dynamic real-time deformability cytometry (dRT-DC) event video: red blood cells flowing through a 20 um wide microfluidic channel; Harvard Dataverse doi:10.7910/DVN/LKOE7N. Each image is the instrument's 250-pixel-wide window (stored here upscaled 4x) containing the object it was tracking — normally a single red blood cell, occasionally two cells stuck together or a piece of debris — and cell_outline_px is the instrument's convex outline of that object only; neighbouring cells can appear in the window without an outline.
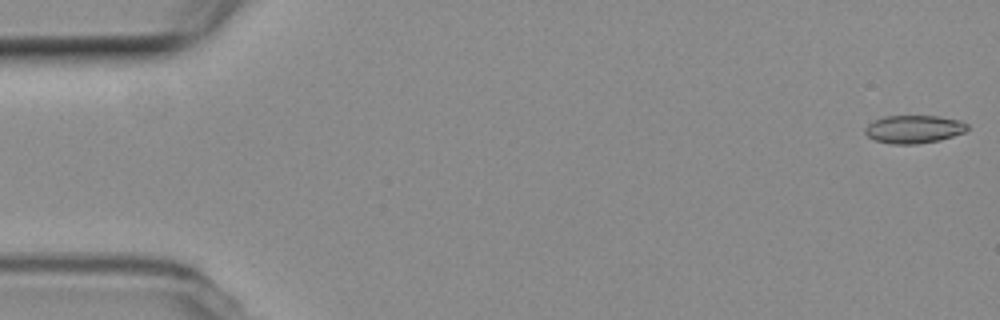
{"species": "common noctule bat (a hibernating species)", "species_latin": "Nyctalus noctula", "temperature_condition": "room temperature", "stored_images_in_passage": 54, "camera_frame_rate_fps": 3000, "um_per_image_px": 0.085, "animal": {"sex": "female", "body_mass_g": 19.3, "forearm_length_mm": 54.1}, "frame": {"image": 1, "passage_image": 1, "time_ms": 0.0, "image_size_px": [1000, 320], "cell_outline_px": [[968, 128], [964, 132], [940, 140], [916, 144], [892, 144], [876, 140], [868, 136], [864, 132], [864, 128], [868, 124], [884, 116], [936, 116], [960, 120], [968, 124]], "centroid_in_image_um": [77.68, 10.98], "position_along_channel_um": 7.3, "area_um2": 16.59}}
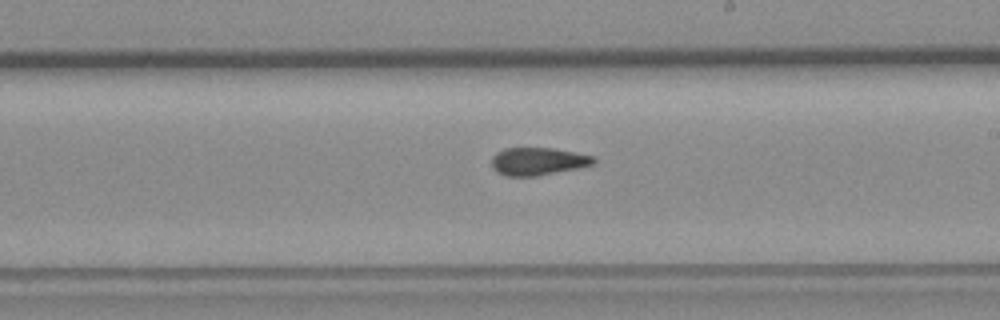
{"frame": {"image": 2, "passage_image": 31, "time_ms": 10.0, "image_size_px": [1000, 320], "cell_outline_px": [[596, 160], [592, 164], [576, 168], [536, 176], [504, 176], [496, 172], [492, 168], [492, 156], [496, 152], [504, 148], [552, 148], [592, 156]], "centroid_in_image_um": [45.64, 13.71], "position_along_channel_um": 243.4, "area_um2": 16.3}}
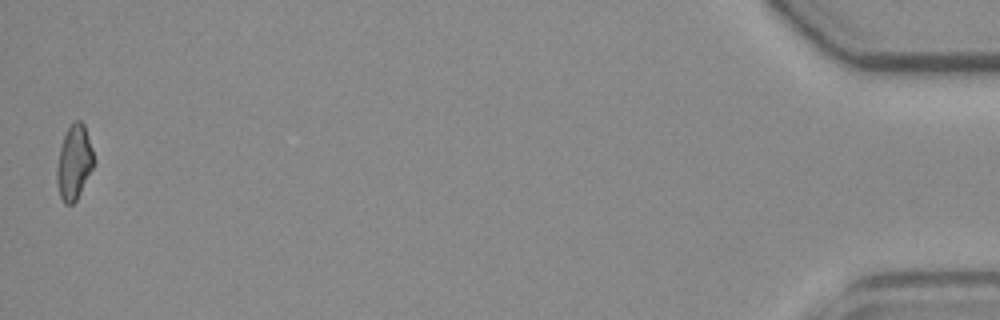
{"frame": {"image": 3, "passage_image": 54, "time_ms": 17.667, "image_size_px": [1000, 320], "cell_outline_px": [[96, 160], [76, 200], [72, 204], [64, 204], [60, 196], [56, 180], [56, 168], [60, 148], [64, 136], [68, 128], [76, 120], [80, 120], [84, 124]], "centroid_in_image_um": [6.3, 13.8], "position_along_channel_um": 428.9, "area_um2": 15.9}, "authors_computed_cell_mechanics": {"area_um2": 16.7909, "velocity_mm_per_s": 3.7533, "shape_relaxation_time_tau1_ms": 10.2446, "shape_relaxation_time_tau2_ms": 3.0492, "deformation_change_tau1": 0.1981, "deformation_change_tau2": 0.0973}}